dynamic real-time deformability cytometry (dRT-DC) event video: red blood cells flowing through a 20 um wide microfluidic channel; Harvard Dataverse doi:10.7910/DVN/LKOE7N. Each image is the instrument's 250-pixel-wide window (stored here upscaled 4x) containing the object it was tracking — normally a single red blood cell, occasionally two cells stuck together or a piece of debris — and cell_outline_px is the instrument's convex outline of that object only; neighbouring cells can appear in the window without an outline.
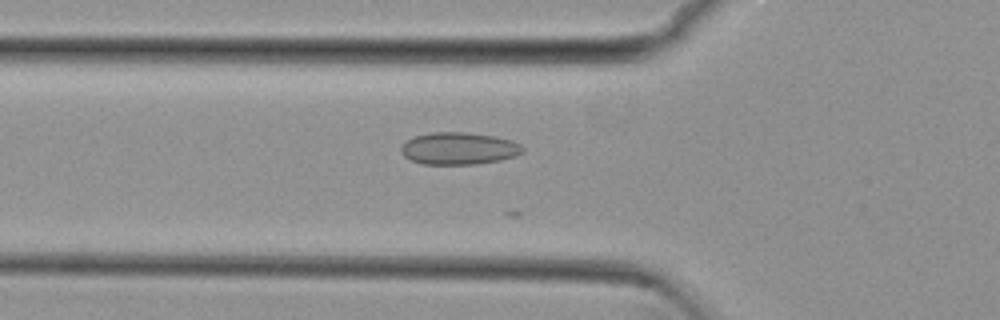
{"species": "common noctule bat (a hibernating species)", "species_latin": "Nyctalus noctula", "temperature_condition": "cold", "stored_images_in_passage": 24, "camera_frame_rate_fps": 3000, "um_per_image_px": 0.085, "animal": {"sex": "female", "body_mass_g": 29.2, "forearm_length_mm": 56.3}, "frame": {"image": 1, "passage_image": 19, "time_ms": 6.0, "image_size_px": [1000, 320], "cell_outline_px": [[524, 152], [516, 156], [500, 160], [476, 164], [424, 164], [412, 160], [404, 156], [400, 152], [400, 148], [404, 140], [416, 136], [432, 132], [464, 132], [496, 136], [512, 140], [520, 144], [524, 148]], "centroid_in_image_um": [39.01, 12.61], "position_along_channel_um": 86.8, "area_um2": 23.0}}
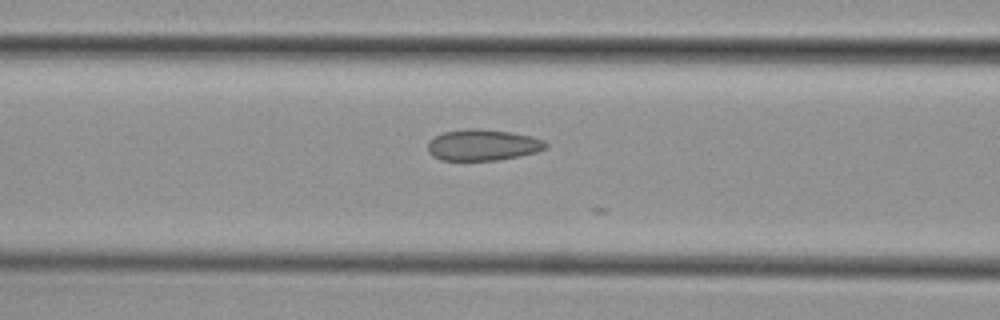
{"frame": {"image": 2, "passage_image": 22, "time_ms": 7.0, "image_size_px": [1000, 320], "cell_outline_px": [[548, 148], [536, 152], [520, 156], [496, 160], [440, 160], [432, 156], [428, 152], [428, 144], [436, 136], [444, 132], [468, 128], [480, 128], [512, 132], [532, 136], [544, 140], [548, 144]], "centroid_in_image_um": [41.07, 12.32], "position_along_channel_um": 125.5, "area_um2": 21.56}}